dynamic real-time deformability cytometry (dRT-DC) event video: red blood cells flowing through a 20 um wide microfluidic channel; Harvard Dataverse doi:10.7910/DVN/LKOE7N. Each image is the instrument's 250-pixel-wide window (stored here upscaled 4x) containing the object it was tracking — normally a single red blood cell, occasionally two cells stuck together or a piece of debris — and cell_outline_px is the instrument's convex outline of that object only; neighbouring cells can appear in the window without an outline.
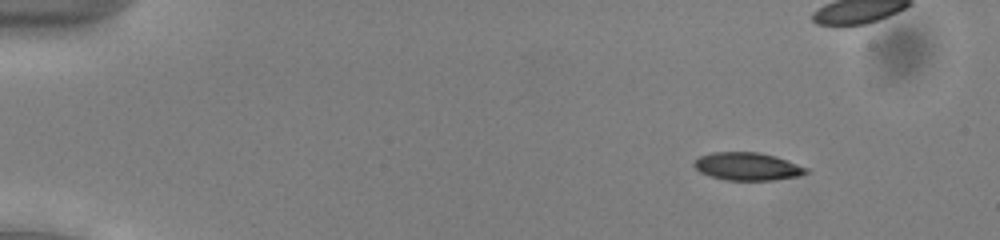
{"species": "common noctule bat (a hibernating species)", "species_latin": "Nyctalus noctula", "temperature_condition": "cold", "stored_images_in_passage": 38, "camera_frame_rate_fps": 3000, "um_per_image_px": 0.085, "animal": {"sex": "male", "body_mass_g": 13.0, "forearm_length_mm": 53.1}, "frame": {"image": 1, "passage_image": 1, "time_ms": 0.0, "image_size_px": [1000, 240], "cell_outline_px": [[808, 172], [800, 176], [772, 180], [724, 180], [700, 172], [692, 164], [692, 160], [700, 156], [712, 152], [760, 152], [776, 156], [808, 168]], "centroid_in_image_um": [63.51, 14.14], "position_along_channel_um": 21.5, "area_um2": 18.26}}
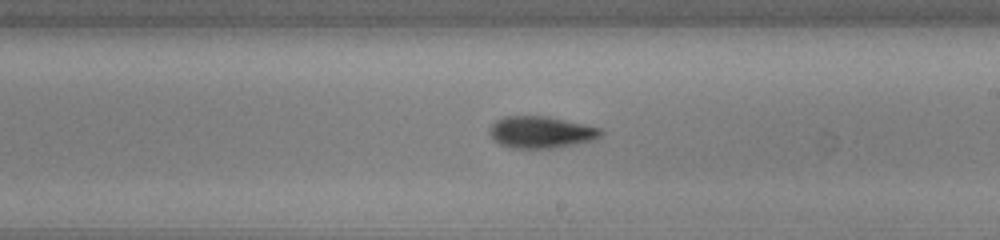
{"frame": {"image": 2, "passage_image": 26, "time_ms": 8.333, "image_size_px": [1000, 240], "cell_outline_px": [[604, 132], [600, 136], [592, 140], [576, 144], [552, 148], [512, 148], [500, 144], [488, 132], [492, 124], [496, 120], [504, 116], [548, 116], [604, 128]], "centroid_in_image_um": [46.02, 11.22], "position_along_channel_um": 243.0, "area_um2": 20.69}}
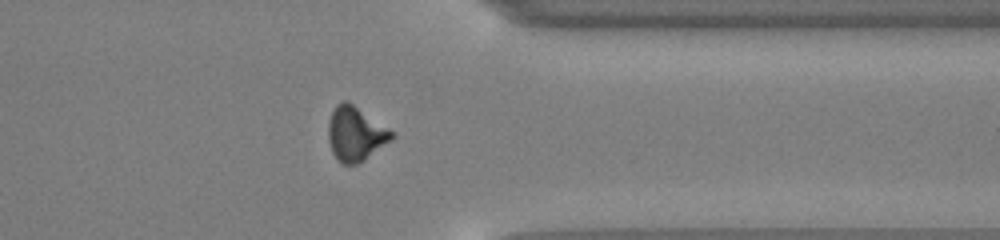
{"frame": {"image": 3, "passage_image": 37, "time_ms": 12.0, "image_size_px": [1000, 240], "cell_outline_px": [[396, 136], [392, 140], [360, 164], [344, 164], [332, 152], [328, 140], [328, 120], [336, 104], [344, 100], [348, 100], [396, 132]], "centroid_in_image_um": [30.26, 11.35], "position_along_channel_um": 381.1, "area_um2": 20.52}}